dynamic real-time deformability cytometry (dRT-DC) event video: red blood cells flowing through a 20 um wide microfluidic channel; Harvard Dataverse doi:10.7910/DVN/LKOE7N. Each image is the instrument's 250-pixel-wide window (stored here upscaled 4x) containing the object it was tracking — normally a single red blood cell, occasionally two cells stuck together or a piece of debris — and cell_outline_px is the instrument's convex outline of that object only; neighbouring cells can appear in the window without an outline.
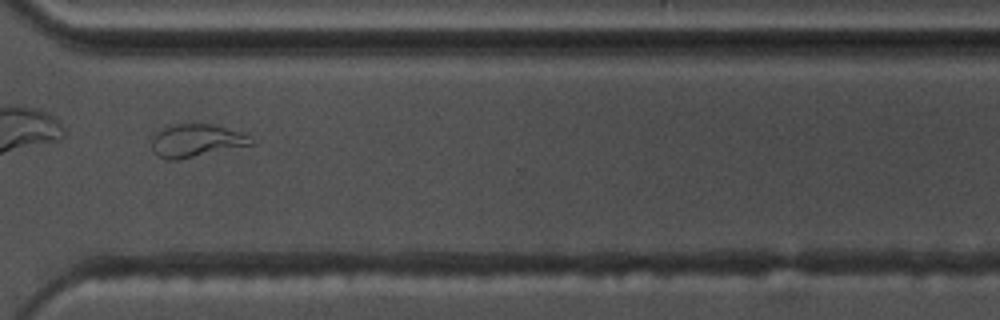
{"species": "common noctule bat (a hibernating species)", "species_latin": "Nyctalus noctula", "temperature_condition": "warm", "stored_images_in_passage": 33, "camera_frame_rate_fps": 3000, "um_per_image_px": 0.085, "animal": {"sex": "male", "body_mass_g": 17.5, "forearm_length_mm": 52.3}, "frame": {"image": 1, "passage_image": 24, "time_ms": 7.667, "image_size_px": [1000, 320], "cell_outline_px": [[252, 144], [176, 160], [164, 160], [156, 156], [152, 148], [152, 136], [156, 132], [168, 124], [212, 124], [244, 132], [252, 136]], "centroid_in_image_um": [16.64, 11.94], "position_along_channel_um": 354.0, "area_um2": 19.13}}